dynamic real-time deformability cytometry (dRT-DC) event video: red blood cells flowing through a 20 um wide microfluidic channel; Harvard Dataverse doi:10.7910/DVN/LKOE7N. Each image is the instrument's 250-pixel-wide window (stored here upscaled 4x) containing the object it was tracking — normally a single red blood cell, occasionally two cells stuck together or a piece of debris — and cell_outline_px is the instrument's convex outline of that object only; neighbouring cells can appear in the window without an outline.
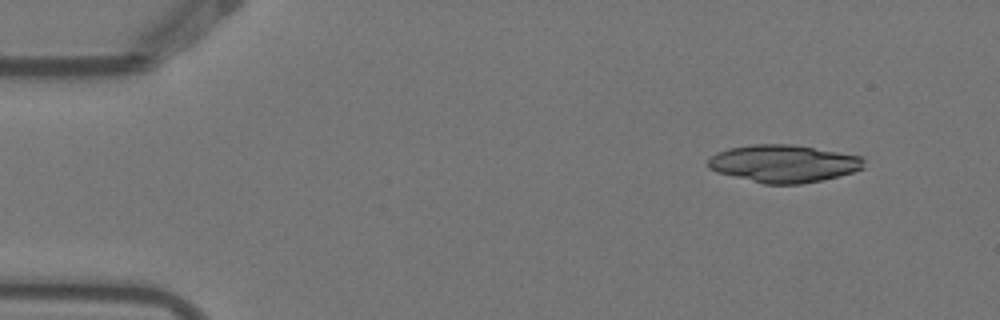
{"species": "Egyptian fruit bat (a non-hibernating species)", "species_latin": "Rousettus aegyptiacus", "temperature_condition": "warm", "stored_images_in_passage": 4, "camera_frame_rate_fps": 3000, "um_per_image_px": 0.085, "animal": {"sex": "female"}, "frame": {"image": 1, "passage_image": 1, "time_ms": 0.0, "image_size_px": [1000, 320], "cell_outline_px": [[864, 168], [852, 172], [820, 180], [800, 184], [764, 184], [716, 172], [708, 168], [708, 160], [716, 152], [728, 148], [752, 144], [792, 144], [860, 156], [864, 160]], "centroid_in_image_um": [66.56, 13.9], "position_along_channel_um": 18.4, "area_um2": 33.93}}